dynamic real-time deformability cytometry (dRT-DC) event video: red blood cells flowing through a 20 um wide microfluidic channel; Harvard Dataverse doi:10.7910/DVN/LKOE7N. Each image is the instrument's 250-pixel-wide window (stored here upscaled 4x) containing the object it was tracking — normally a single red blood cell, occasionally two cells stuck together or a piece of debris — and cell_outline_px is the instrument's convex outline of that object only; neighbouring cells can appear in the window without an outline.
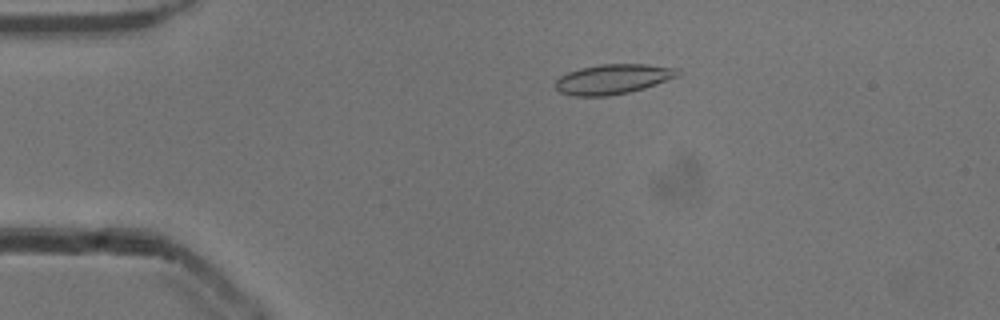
{"species": "common noctule bat (a hibernating species)", "species_latin": "Nyctalus noctula", "temperature_condition": "cold", "stored_images_in_passage": 51, "camera_frame_rate_fps": 3000, "um_per_image_px": 0.085, "animal": {"sex": "male", "body_mass_g": 13.3}, "frame": {"image": 1, "passage_image": 11, "time_ms": 3.333, "image_size_px": [1000, 320], "cell_outline_px": [[680, 76], [644, 88], [628, 92], [608, 96], [572, 96], [560, 92], [556, 88], [556, 80], [560, 76], [568, 72], [580, 68], [600, 64], [644, 64], [680, 68]], "centroid_in_image_um": [52.13, 6.72], "position_along_channel_um": 32.9, "area_um2": 21.39}}
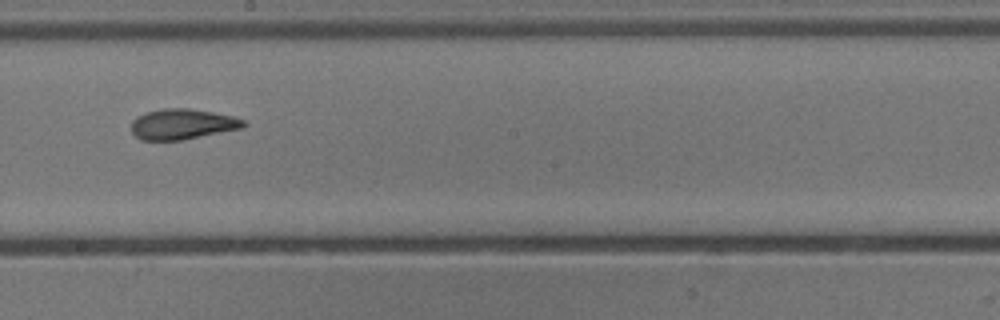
{"frame": {"image": 2, "passage_image": 30, "time_ms": 9.667, "image_size_px": [1000, 320], "cell_outline_px": [[248, 124], [244, 128], [180, 140], [140, 140], [132, 132], [132, 120], [136, 116], [144, 112], [164, 108], [188, 108], [212, 112], [232, 116], [248, 120]], "centroid_in_image_um": [15.53, 10.54], "position_along_channel_um": 232.7, "area_um2": 20.11}}
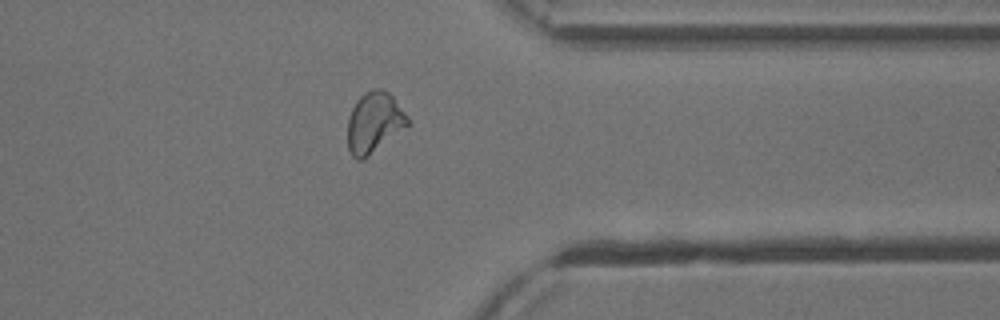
{"frame": {"image": 3, "passage_image": 42, "time_ms": 13.667, "image_size_px": [1000, 320], "cell_outline_px": [[408, 124], [360, 160], [356, 160], [352, 156], [348, 148], [348, 116], [356, 100], [364, 92], [372, 88], [384, 88], [392, 96], [408, 116]], "centroid_in_image_um": [31.76, 10.34], "position_along_channel_um": 379.6, "area_um2": 20.63}}